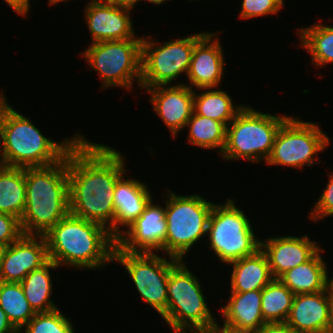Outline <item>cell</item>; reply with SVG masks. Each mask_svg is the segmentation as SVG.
<instances>
[{"label":"cell","mask_w":333,"mask_h":333,"mask_svg":"<svg viewBox=\"0 0 333 333\" xmlns=\"http://www.w3.org/2000/svg\"><path fill=\"white\" fill-rule=\"evenodd\" d=\"M125 157L83 136L68 151L70 213L106 227L114 236V190L126 175Z\"/></svg>","instance_id":"6da1fadb"},{"label":"cell","mask_w":333,"mask_h":333,"mask_svg":"<svg viewBox=\"0 0 333 333\" xmlns=\"http://www.w3.org/2000/svg\"><path fill=\"white\" fill-rule=\"evenodd\" d=\"M48 259L60 266L99 269L114 260L116 238L104 226L69 213L44 234Z\"/></svg>","instance_id":"7a4b0ae2"},{"label":"cell","mask_w":333,"mask_h":333,"mask_svg":"<svg viewBox=\"0 0 333 333\" xmlns=\"http://www.w3.org/2000/svg\"><path fill=\"white\" fill-rule=\"evenodd\" d=\"M81 137L78 133L57 143L44 136L30 118L8 103L0 112V154L4 166L34 168L53 165L61 161Z\"/></svg>","instance_id":"3957f363"},{"label":"cell","mask_w":333,"mask_h":333,"mask_svg":"<svg viewBox=\"0 0 333 333\" xmlns=\"http://www.w3.org/2000/svg\"><path fill=\"white\" fill-rule=\"evenodd\" d=\"M26 206L20 219L24 234L44 235L70 213L68 153L45 167L25 168Z\"/></svg>","instance_id":"277c9868"},{"label":"cell","mask_w":333,"mask_h":333,"mask_svg":"<svg viewBox=\"0 0 333 333\" xmlns=\"http://www.w3.org/2000/svg\"><path fill=\"white\" fill-rule=\"evenodd\" d=\"M289 117L262 113L244 105L227 125L226 144L221 157L225 161L246 159L266 162L278 130Z\"/></svg>","instance_id":"5b68a950"},{"label":"cell","mask_w":333,"mask_h":333,"mask_svg":"<svg viewBox=\"0 0 333 333\" xmlns=\"http://www.w3.org/2000/svg\"><path fill=\"white\" fill-rule=\"evenodd\" d=\"M165 196L167 234L164 252L168 257L184 260L185 254L207 234L209 216L214 202L202 195H177L172 191Z\"/></svg>","instance_id":"8992f818"},{"label":"cell","mask_w":333,"mask_h":333,"mask_svg":"<svg viewBox=\"0 0 333 333\" xmlns=\"http://www.w3.org/2000/svg\"><path fill=\"white\" fill-rule=\"evenodd\" d=\"M183 260L170 270L167 281L168 307L161 316L172 333L188 329H208L216 323L209 310L200 281Z\"/></svg>","instance_id":"52a82bcc"},{"label":"cell","mask_w":333,"mask_h":333,"mask_svg":"<svg viewBox=\"0 0 333 333\" xmlns=\"http://www.w3.org/2000/svg\"><path fill=\"white\" fill-rule=\"evenodd\" d=\"M250 219L237 208L233 199L213 205L209 216V246L220 262L229 264L260 249V239L255 235Z\"/></svg>","instance_id":"ba28073f"},{"label":"cell","mask_w":333,"mask_h":333,"mask_svg":"<svg viewBox=\"0 0 333 333\" xmlns=\"http://www.w3.org/2000/svg\"><path fill=\"white\" fill-rule=\"evenodd\" d=\"M79 56L99 74L103 88L119 86L130 90L135 80L140 87L142 39L90 43Z\"/></svg>","instance_id":"9c48e42d"},{"label":"cell","mask_w":333,"mask_h":333,"mask_svg":"<svg viewBox=\"0 0 333 333\" xmlns=\"http://www.w3.org/2000/svg\"><path fill=\"white\" fill-rule=\"evenodd\" d=\"M206 33L192 34L163 44L151 39V35L143 37L140 87L144 90L170 85L181 74L187 75L195 44Z\"/></svg>","instance_id":"30bf717a"},{"label":"cell","mask_w":333,"mask_h":333,"mask_svg":"<svg viewBox=\"0 0 333 333\" xmlns=\"http://www.w3.org/2000/svg\"><path fill=\"white\" fill-rule=\"evenodd\" d=\"M293 117L290 116L278 130L266 164L300 170L305 165L310 167L320 163L316 155L328 148L329 137L320 129L319 122H304L298 117Z\"/></svg>","instance_id":"8fae6325"},{"label":"cell","mask_w":333,"mask_h":333,"mask_svg":"<svg viewBox=\"0 0 333 333\" xmlns=\"http://www.w3.org/2000/svg\"><path fill=\"white\" fill-rule=\"evenodd\" d=\"M157 253H131L114 250L115 263L123 265L129 273L142 301L162 316L168 307L167 281L171 268L179 261Z\"/></svg>","instance_id":"7c38bea8"},{"label":"cell","mask_w":333,"mask_h":333,"mask_svg":"<svg viewBox=\"0 0 333 333\" xmlns=\"http://www.w3.org/2000/svg\"><path fill=\"white\" fill-rule=\"evenodd\" d=\"M152 201L153 199L149 201L138 219L122 230L116 238L115 249L131 253H154L158 250L164 252L167 234L165 208Z\"/></svg>","instance_id":"4fadbf2b"},{"label":"cell","mask_w":333,"mask_h":333,"mask_svg":"<svg viewBox=\"0 0 333 333\" xmlns=\"http://www.w3.org/2000/svg\"><path fill=\"white\" fill-rule=\"evenodd\" d=\"M85 20L91 43L110 40L142 39L137 37L129 13L132 8L104 0H91L85 6Z\"/></svg>","instance_id":"5bb4252c"},{"label":"cell","mask_w":333,"mask_h":333,"mask_svg":"<svg viewBox=\"0 0 333 333\" xmlns=\"http://www.w3.org/2000/svg\"><path fill=\"white\" fill-rule=\"evenodd\" d=\"M48 260L44 235L23 234L5 249L0 263V281L21 282Z\"/></svg>","instance_id":"9a60e30c"},{"label":"cell","mask_w":333,"mask_h":333,"mask_svg":"<svg viewBox=\"0 0 333 333\" xmlns=\"http://www.w3.org/2000/svg\"><path fill=\"white\" fill-rule=\"evenodd\" d=\"M150 94L153 110L170 130L175 139L178 132L185 128L193 113L194 90L184 83L158 85L146 88Z\"/></svg>","instance_id":"2e32d148"},{"label":"cell","mask_w":333,"mask_h":333,"mask_svg":"<svg viewBox=\"0 0 333 333\" xmlns=\"http://www.w3.org/2000/svg\"><path fill=\"white\" fill-rule=\"evenodd\" d=\"M218 33L207 32L196 44L192 52L190 68L187 73L192 90L200 88H217L223 79L225 58ZM214 39V40H213Z\"/></svg>","instance_id":"e0dca14e"},{"label":"cell","mask_w":333,"mask_h":333,"mask_svg":"<svg viewBox=\"0 0 333 333\" xmlns=\"http://www.w3.org/2000/svg\"><path fill=\"white\" fill-rule=\"evenodd\" d=\"M274 279L308 261L320 248L309 236H280L260 240Z\"/></svg>","instance_id":"ac0fdd59"},{"label":"cell","mask_w":333,"mask_h":333,"mask_svg":"<svg viewBox=\"0 0 333 333\" xmlns=\"http://www.w3.org/2000/svg\"><path fill=\"white\" fill-rule=\"evenodd\" d=\"M330 304L326 291L296 294L285 323L295 333H325L329 324Z\"/></svg>","instance_id":"d6986e66"},{"label":"cell","mask_w":333,"mask_h":333,"mask_svg":"<svg viewBox=\"0 0 333 333\" xmlns=\"http://www.w3.org/2000/svg\"><path fill=\"white\" fill-rule=\"evenodd\" d=\"M117 182L114 190V237L117 238L122 230L120 226L128 227L141 216L146 205L152 198L148 186L141 180L124 179Z\"/></svg>","instance_id":"ffe728a7"},{"label":"cell","mask_w":333,"mask_h":333,"mask_svg":"<svg viewBox=\"0 0 333 333\" xmlns=\"http://www.w3.org/2000/svg\"><path fill=\"white\" fill-rule=\"evenodd\" d=\"M262 289L231 292L228 303L221 307L223 323L238 329L258 331L265 324L261 310Z\"/></svg>","instance_id":"44dd1931"},{"label":"cell","mask_w":333,"mask_h":333,"mask_svg":"<svg viewBox=\"0 0 333 333\" xmlns=\"http://www.w3.org/2000/svg\"><path fill=\"white\" fill-rule=\"evenodd\" d=\"M232 264L230 292H249L263 289L274 278L265 253L258 249L254 254Z\"/></svg>","instance_id":"7402d4cb"},{"label":"cell","mask_w":333,"mask_h":333,"mask_svg":"<svg viewBox=\"0 0 333 333\" xmlns=\"http://www.w3.org/2000/svg\"><path fill=\"white\" fill-rule=\"evenodd\" d=\"M320 248L308 261L286 271L278 279L295 295L325 291V264Z\"/></svg>","instance_id":"603a6c76"},{"label":"cell","mask_w":333,"mask_h":333,"mask_svg":"<svg viewBox=\"0 0 333 333\" xmlns=\"http://www.w3.org/2000/svg\"><path fill=\"white\" fill-rule=\"evenodd\" d=\"M59 266L52 260H48L40 268L28 273L20 282L24 294L35 313L49 312L57 307L51 298L52 278L50 269H56Z\"/></svg>","instance_id":"cb8c5ba5"},{"label":"cell","mask_w":333,"mask_h":333,"mask_svg":"<svg viewBox=\"0 0 333 333\" xmlns=\"http://www.w3.org/2000/svg\"><path fill=\"white\" fill-rule=\"evenodd\" d=\"M26 206L25 168H0V212L21 219Z\"/></svg>","instance_id":"d4e9b609"},{"label":"cell","mask_w":333,"mask_h":333,"mask_svg":"<svg viewBox=\"0 0 333 333\" xmlns=\"http://www.w3.org/2000/svg\"><path fill=\"white\" fill-rule=\"evenodd\" d=\"M203 93L195 92L193 111L207 118L218 120L228 125L244 107L243 104H233L231 96L224 90L217 88H200Z\"/></svg>","instance_id":"484cf974"},{"label":"cell","mask_w":333,"mask_h":333,"mask_svg":"<svg viewBox=\"0 0 333 333\" xmlns=\"http://www.w3.org/2000/svg\"><path fill=\"white\" fill-rule=\"evenodd\" d=\"M186 127H188L189 144L210 150L217 148L219 153L223 152L227 134L225 123L200 116L193 111Z\"/></svg>","instance_id":"4316f807"},{"label":"cell","mask_w":333,"mask_h":333,"mask_svg":"<svg viewBox=\"0 0 333 333\" xmlns=\"http://www.w3.org/2000/svg\"><path fill=\"white\" fill-rule=\"evenodd\" d=\"M297 33L301 40L300 46L311 55L315 67L333 63V26L317 22L308 28H300Z\"/></svg>","instance_id":"83f0119b"},{"label":"cell","mask_w":333,"mask_h":333,"mask_svg":"<svg viewBox=\"0 0 333 333\" xmlns=\"http://www.w3.org/2000/svg\"><path fill=\"white\" fill-rule=\"evenodd\" d=\"M291 292L279 279H273L262 289L261 310L267 324L285 323L289 317L293 298Z\"/></svg>","instance_id":"f1b7e54d"},{"label":"cell","mask_w":333,"mask_h":333,"mask_svg":"<svg viewBox=\"0 0 333 333\" xmlns=\"http://www.w3.org/2000/svg\"><path fill=\"white\" fill-rule=\"evenodd\" d=\"M0 307L18 331H21L36 314L31 308L20 282L0 281Z\"/></svg>","instance_id":"f546056e"},{"label":"cell","mask_w":333,"mask_h":333,"mask_svg":"<svg viewBox=\"0 0 333 333\" xmlns=\"http://www.w3.org/2000/svg\"><path fill=\"white\" fill-rule=\"evenodd\" d=\"M71 319H68L58 308L36 313L23 327L24 333H75Z\"/></svg>","instance_id":"4dcf8cb0"},{"label":"cell","mask_w":333,"mask_h":333,"mask_svg":"<svg viewBox=\"0 0 333 333\" xmlns=\"http://www.w3.org/2000/svg\"><path fill=\"white\" fill-rule=\"evenodd\" d=\"M284 0H242L239 18L250 19L258 16L276 15L282 7Z\"/></svg>","instance_id":"1f68e13d"},{"label":"cell","mask_w":333,"mask_h":333,"mask_svg":"<svg viewBox=\"0 0 333 333\" xmlns=\"http://www.w3.org/2000/svg\"><path fill=\"white\" fill-rule=\"evenodd\" d=\"M328 175V183L308 216L309 219L315 222L319 219L333 216V172L332 174L331 172L330 174L328 173Z\"/></svg>","instance_id":"d6a6232c"},{"label":"cell","mask_w":333,"mask_h":333,"mask_svg":"<svg viewBox=\"0 0 333 333\" xmlns=\"http://www.w3.org/2000/svg\"><path fill=\"white\" fill-rule=\"evenodd\" d=\"M23 234L19 218L0 212V242L9 246Z\"/></svg>","instance_id":"836d02e7"},{"label":"cell","mask_w":333,"mask_h":333,"mask_svg":"<svg viewBox=\"0 0 333 333\" xmlns=\"http://www.w3.org/2000/svg\"><path fill=\"white\" fill-rule=\"evenodd\" d=\"M255 333H295L286 323L265 324Z\"/></svg>","instance_id":"e575fe53"},{"label":"cell","mask_w":333,"mask_h":333,"mask_svg":"<svg viewBox=\"0 0 333 333\" xmlns=\"http://www.w3.org/2000/svg\"><path fill=\"white\" fill-rule=\"evenodd\" d=\"M10 8L19 15H27L30 9V0H4Z\"/></svg>","instance_id":"d590c367"},{"label":"cell","mask_w":333,"mask_h":333,"mask_svg":"<svg viewBox=\"0 0 333 333\" xmlns=\"http://www.w3.org/2000/svg\"><path fill=\"white\" fill-rule=\"evenodd\" d=\"M17 331L9 321L5 311L0 307V333H16Z\"/></svg>","instance_id":"8d00e7d4"},{"label":"cell","mask_w":333,"mask_h":333,"mask_svg":"<svg viewBox=\"0 0 333 333\" xmlns=\"http://www.w3.org/2000/svg\"><path fill=\"white\" fill-rule=\"evenodd\" d=\"M212 328L216 331V333H255V331L253 330L238 329L230 325H227L225 323H223V325L220 326L218 325L217 322L212 326Z\"/></svg>","instance_id":"74e56055"},{"label":"cell","mask_w":333,"mask_h":333,"mask_svg":"<svg viewBox=\"0 0 333 333\" xmlns=\"http://www.w3.org/2000/svg\"><path fill=\"white\" fill-rule=\"evenodd\" d=\"M325 291L330 302H333V277L329 279L328 271H326L325 277Z\"/></svg>","instance_id":"f35d334b"},{"label":"cell","mask_w":333,"mask_h":333,"mask_svg":"<svg viewBox=\"0 0 333 333\" xmlns=\"http://www.w3.org/2000/svg\"><path fill=\"white\" fill-rule=\"evenodd\" d=\"M106 2L119 5V6H126L129 8H134L135 4H137L138 0H104Z\"/></svg>","instance_id":"ab89813d"},{"label":"cell","mask_w":333,"mask_h":333,"mask_svg":"<svg viewBox=\"0 0 333 333\" xmlns=\"http://www.w3.org/2000/svg\"><path fill=\"white\" fill-rule=\"evenodd\" d=\"M216 333V331L213 328H208V329H188V330H181L178 332H174V333Z\"/></svg>","instance_id":"60d3db41"},{"label":"cell","mask_w":333,"mask_h":333,"mask_svg":"<svg viewBox=\"0 0 333 333\" xmlns=\"http://www.w3.org/2000/svg\"><path fill=\"white\" fill-rule=\"evenodd\" d=\"M327 333H333V302H331L330 304L329 324L327 328Z\"/></svg>","instance_id":"b9f144b4"},{"label":"cell","mask_w":333,"mask_h":333,"mask_svg":"<svg viewBox=\"0 0 333 333\" xmlns=\"http://www.w3.org/2000/svg\"><path fill=\"white\" fill-rule=\"evenodd\" d=\"M139 1H142V0H138ZM144 1H147L148 3H152V4H157V5H160L162 3H165L166 1H169V0H144ZM171 1V0H170Z\"/></svg>","instance_id":"7bdbcfd3"},{"label":"cell","mask_w":333,"mask_h":333,"mask_svg":"<svg viewBox=\"0 0 333 333\" xmlns=\"http://www.w3.org/2000/svg\"><path fill=\"white\" fill-rule=\"evenodd\" d=\"M7 103V100L5 96L3 95V92L0 94V112L3 108V106Z\"/></svg>","instance_id":"ee69618b"},{"label":"cell","mask_w":333,"mask_h":333,"mask_svg":"<svg viewBox=\"0 0 333 333\" xmlns=\"http://www.w3.org/2000/svg\"><path fill=\"white\" fill-rule=\"evenodd\" d=\"M6 247H7V245L0 242V263H1V260L3 258Z\"/></svg>","instance_id":"f6af8a7d"},{"label":"cell","mask_w":333,"mask_h":333,"mask_svg":"<svg viewBox=\"0 0 333 333\" xmlns=\"http://www.w3.org/2000/svg\"><path fill=\"white\" fill-rule=\"evenodd\" d=\"M67 1V0H48L49 5H57L60 2Z\"/></svg>","instance_id":"bcb514c9"},{"label":"cell","mask_w":333,"mask_h":333,"mask_svg":"<svg viewBox=\"0 0 333 333\" xmlns=\"http://www.w3.org/2000/svg\"><path fill=\"white\" fill-rule=\"evenodd\" d=\"M1 150V149H0ZM3 166V162H2V159H1V154H0V168Z\"/></svg>","instance_id":"7dc6e473"}]
</instances>
